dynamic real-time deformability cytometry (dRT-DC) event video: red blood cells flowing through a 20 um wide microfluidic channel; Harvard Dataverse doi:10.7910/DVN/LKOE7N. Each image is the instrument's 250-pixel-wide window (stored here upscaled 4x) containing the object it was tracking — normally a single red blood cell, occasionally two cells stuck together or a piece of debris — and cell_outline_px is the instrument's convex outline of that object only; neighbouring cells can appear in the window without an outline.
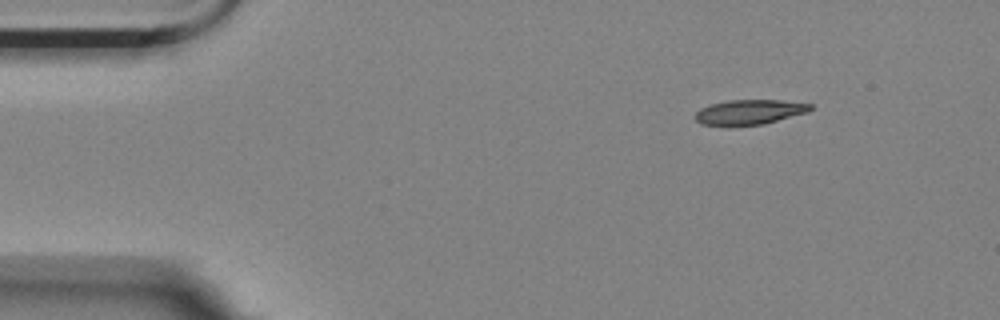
{"species": "Egyptian fruit bat (a non-hibernating species)", "species_latin": "Rousettus aegyptiacus", "temperature_condition": "room temperature", "stored_images_in_passage": 10, "camera_frame_rate_fps": 3000, "um_per_image_px": 0.085, "animal": {"sex": "female"}, "frame": {"image": 1, "passage_image": 1, "time_ms": 0.0, "image_size_px": [1000, 320], "cell_outline_px": [[812, 108], [808, 112], [764, 124], [700, 124], [696, 120], [696, 112], [700, 108], [708, 104], [728, 100], [780, 100], [812, 104]], "centroid_in_image_um": [63.72, 9.5], "position_along_channel_um": 21.3, "area_um2": 16.36}}
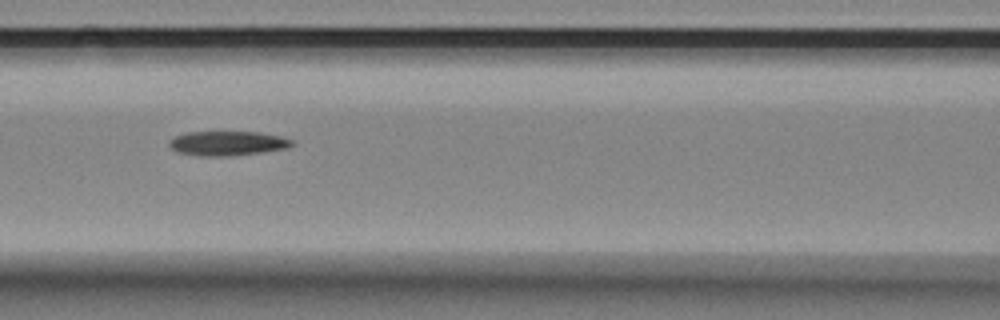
{"frame": {"image": 2, "passage_image": 6, "time_ms": 1.667, "image_size_px": [1000, 320], "cell_outline_px": [[296, 144], [288, 148], [264, 152], [228, 156], [200, 156], [176, 152], [168, 144], [168, 140], [176, 136], [188, 132], [260, 132], [280, 136], [296, 140]], "centroid_in_image_um": [19.39, 12.18], "position_along_channel_um": 147.2, "area_um2": 17.74}}
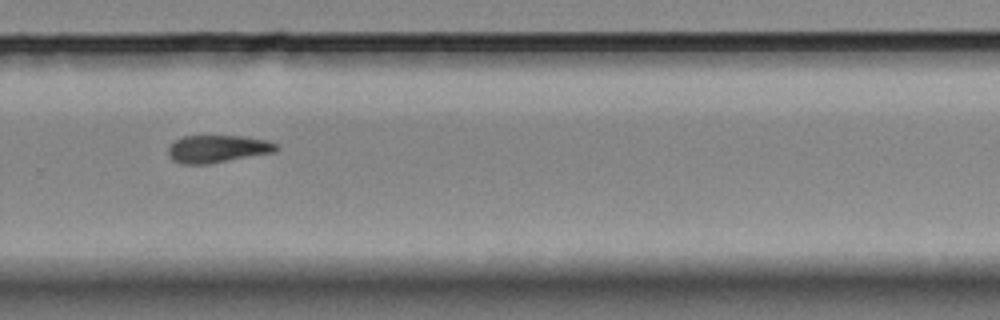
{"frame": {"image": 3, "passage_image": 10, "time_ms": 3.0, "image_size_px": [1000, 320], "cell_outline_px": [[280, 148], [276, 152], [208, 164], [180, 164], [172, 160], [168, 152], [168, 148], [176, 140], [184, 136], [244, 136], [268, 140], [276, 144]], "centroid_in_image_um": [18.52, 12.66], "position_along_channel_um": 311.3, "area_um2": 17.4}}